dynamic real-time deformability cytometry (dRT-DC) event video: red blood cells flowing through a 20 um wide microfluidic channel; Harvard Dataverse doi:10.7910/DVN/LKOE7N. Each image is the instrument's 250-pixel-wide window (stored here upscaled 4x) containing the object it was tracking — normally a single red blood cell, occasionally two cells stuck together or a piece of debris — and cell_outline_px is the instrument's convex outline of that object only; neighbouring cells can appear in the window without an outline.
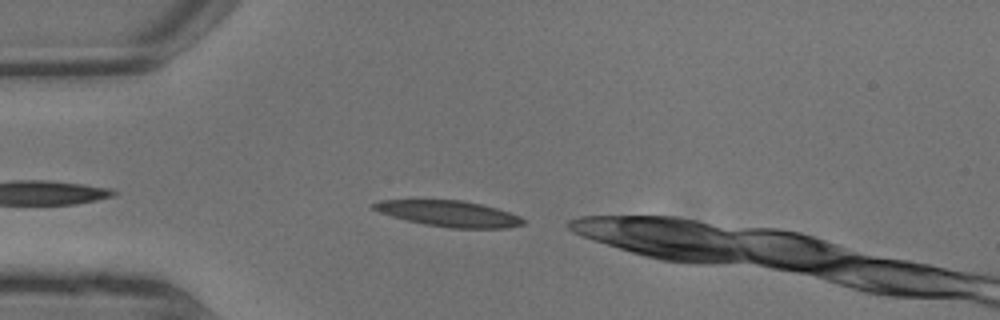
{"species": "common noctule bat (a hibernating species)", "species_latin": "Nyctalus noctula", "temperature_condition": "warm", "stored_images_in_passage": 2, "segment_of_instrument_passage": [2, 2], "camera_frame_rate_fps": 3000, "um_per_image_px": 0.085, "animal": {"sex": "male", "body_mass_g": 13.3}, "frame": {"image": 1, "passage_image": 2, "time_ms": 0.333, "image_size_px": [1000, 320], "cell_outline_px": [[524, 224], [508, 228], [448, 228], [424, 224], [392, 216], [380, 212], [372, 208], [372, 204], [380, 200], [460, 200], [480, 204], [496, 208], [520, 216], [524, 220]], "centroid_in_image_um": [38.18, 18.16], "position_along_channel_um": 46.8, "area_um2": 22.37}}